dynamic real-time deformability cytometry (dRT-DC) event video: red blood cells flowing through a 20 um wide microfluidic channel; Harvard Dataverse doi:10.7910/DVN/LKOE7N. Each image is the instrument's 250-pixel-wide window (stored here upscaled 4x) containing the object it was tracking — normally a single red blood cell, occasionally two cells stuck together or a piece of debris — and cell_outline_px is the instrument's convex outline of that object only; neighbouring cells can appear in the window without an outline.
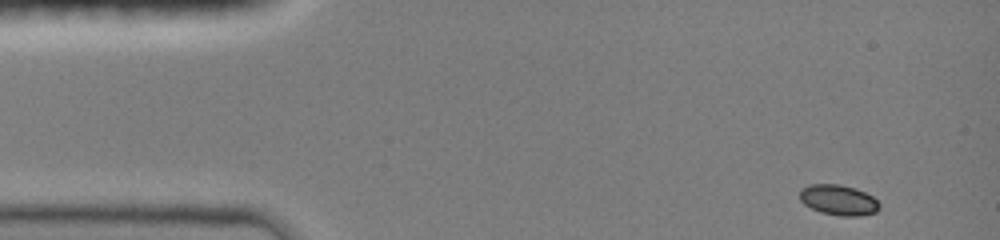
{"species": "common noctule bat (a hibernating species)", "species_latin": "Nyctalus noctula", "temperature_condition": "room temperature", "stored_images_in_passage": 16, "camera_frame_rate_fps": 3000, "um_per_image_px": 0.085, "animal": {"sex": "female", "body_mass_g": 19.0, "forearm_length_mm": 51.5}, "frame": {"image": 1, "passage_image": 1, "time_ms": 0.0, "image_size_px": [1000, 240], "cell_outline_px": [[880, 208], [876, 212], [860, 216], [840, 216], [820, 212], [804, 204], [800, 200], [800, 188], [808, 184], [840, 184], [856, 188], [872, 196], [880, 204]], "centroid_in_image_um": [71.27, 16.99], "position_along_channel_um": 13.7, "area_um2": 14.28}}
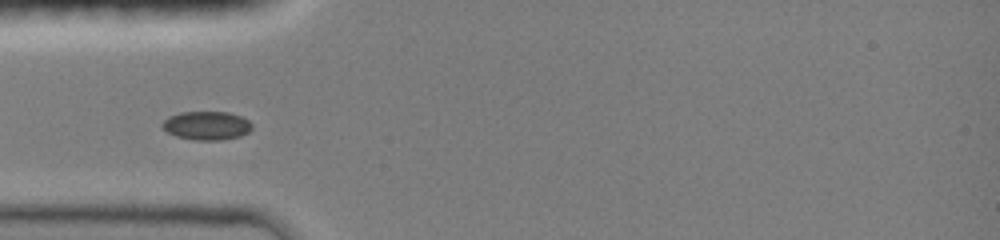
{"frame": {"image": 2, "passage_image": 11, "time_ms": 3.667, "image_size_px": [1000, 240], "cell_outline_px": [[252, 128], [248, 132], [240, 136], [220, 140], [196, 140], [176, 136], [168, 132], [160, 124], [168, 116], [180, 112], [228, 112], [240, 116], [248, 120], [252, 124]], "centroid_in_image_um": [17.56, 10.67], "position_along_channel_um": 67.4, "area_um2": 14.91}}
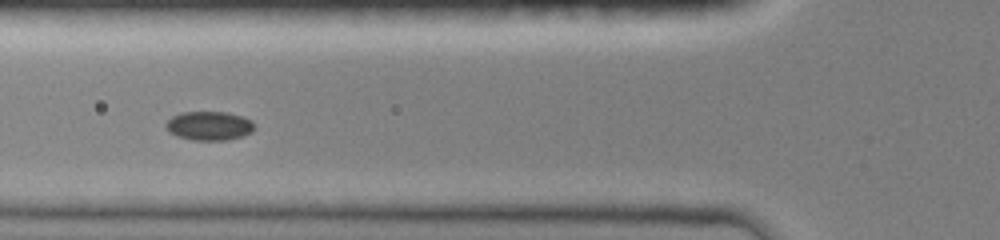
{"frame": {"image": 3, "passage_image": 15, "time_ms": 4.667, "image_size_px": [1000, 240], "cell_outline_px": [[256, 128], [252, 132], [244, 136], [228, 140], [192, 140], [176, 136], [168, 132], [164, 128], [164, 124], [172, 116], [180, 112], [228, 112], [244, 116], [252, 120]], "centroid_in_image_um": [17.79, 10.69], "position_along_channel_um": 108.0, "area_um2": 15.37}}